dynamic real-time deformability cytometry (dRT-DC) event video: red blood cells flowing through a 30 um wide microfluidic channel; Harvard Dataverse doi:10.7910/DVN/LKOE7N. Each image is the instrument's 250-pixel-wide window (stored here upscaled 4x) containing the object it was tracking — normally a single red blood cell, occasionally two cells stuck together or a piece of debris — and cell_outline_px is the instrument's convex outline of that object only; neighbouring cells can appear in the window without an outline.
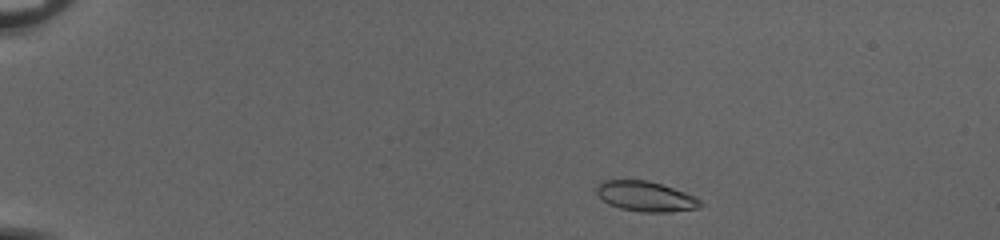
{"species": "common noctule bat (a hibernating species)", "species_latin": "Nyctalus noctula", "temperature_condition": "cold", "stored_images_in_passage": 46, "camera_frame_rate_fps": 3000, "um_per_image_px": 0.085, "animal": {"sex": "female", "body_mass_g": 20.0, "forearm_length_mm": 54.0}, "frame": {"image": 1, "passage_image": 3, "time_ms": 0.667, "image_size_px": [1000, 240], "cell_outline_px": [[704, 204], [700, 208], [668, 212], [640, 212], [620, 208], [608, 204], [596, 192], [596, 188], [600, 180], [648, 180], [696, 196]], "centroid_in_image_um": [54.89, 16.7], "position_along_channel_um": 30.1, "area_um2": 18.26}}
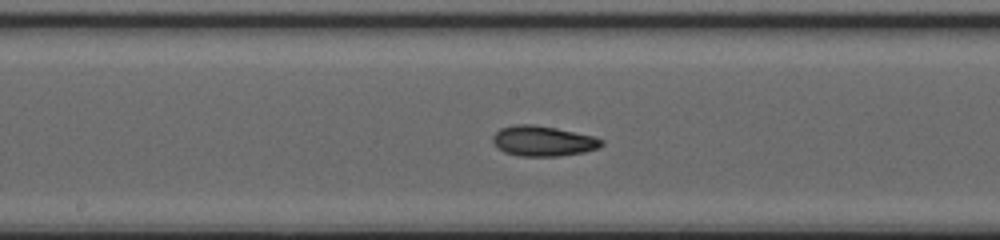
{"frame": {"image": 2, "passage_image": 23, "time_ms": 7.333, "image_size_px": [1000, 240], "cell_outline_px": [[604, 144], [600, 148], [584, 152], [560, 156], [520, 156], [504, 152], [492, 140], [492, 136], [500, 128], [512, 124], [532, 124], [556, 128], [596, 136], [604, 140]], "centroid_in_image_um": [46.2, 11.98], "position_along_channel_um": 202.0, "area_um2": 19.36}}
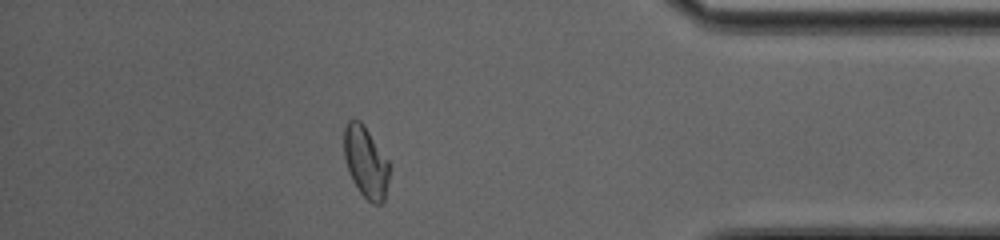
{"frame": {"image": 3, "passage_image": 40, "time_ms": 13.0, "image_size_px": [1000, 240], "cell_outline_px": [[392, 168], [384, 200], [380, 204], [372, 204], [360, 192], [352, 180], [348, 172], [344, 156], [344, 128], [348, 120], [360, 120], [364, 124], [388, 160]], "centroid_in_image_um": [31.11, 13.78], "position_along_channel_um": 404.1, "area_um2": 19.13}, "authors_computed_cell_mechanics": {"area_um2": 18.7272, "velocity_mm_per_s": 4.0423, "shape_relaxation_time_tau1_ms": 4.0471, "shape_relaxation_time_tau2_ms": 1.8985, "deformation_change_tau1": 0.1232, "deformation_change_tau2": 0.0753}}